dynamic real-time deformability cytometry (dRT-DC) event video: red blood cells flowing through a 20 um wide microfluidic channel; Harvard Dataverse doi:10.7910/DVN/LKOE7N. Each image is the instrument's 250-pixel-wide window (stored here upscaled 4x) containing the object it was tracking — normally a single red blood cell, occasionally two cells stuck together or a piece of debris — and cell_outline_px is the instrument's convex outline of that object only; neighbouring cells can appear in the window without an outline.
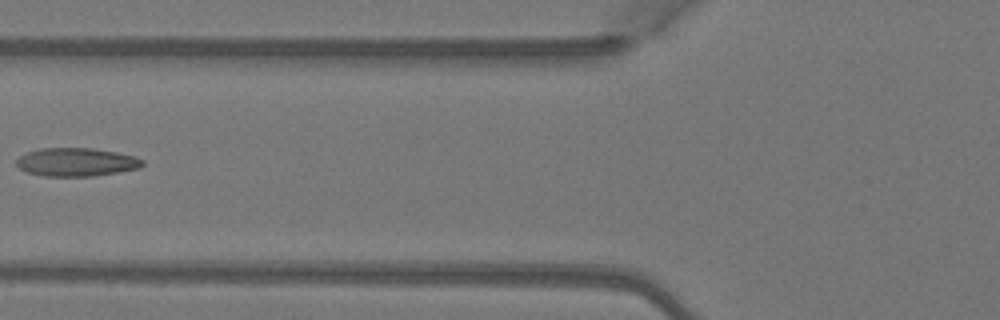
{"species": "Egyptian fruit bat (a non-hibernating species)", "species_latin": "Rousettus aegyptiacus", "temperature_condition": "warm", "stored_images_in_passage": 4, "camera_frame_rate_fps": 3000, "um_per_image_px": 0.085, "animal": {"sex": "female"}, "frame": {"image": 1, "passage_image": 4, "time_ms": 1.0, "image_size_px": [1000, 320], "cell_outline_px": [[144, 164], [140, 168], [92, 176], [44, 176], [28, 172], [20, 168], [16, 164], [16, 160], [24, 152], [40, 148], [92, 148], [116, 152], [136, 156], [144, 160]], "centroid_in_image_um": [6.49, 13.77], "position_along_channel_um": 119.3, "area_um2": 20.87}}